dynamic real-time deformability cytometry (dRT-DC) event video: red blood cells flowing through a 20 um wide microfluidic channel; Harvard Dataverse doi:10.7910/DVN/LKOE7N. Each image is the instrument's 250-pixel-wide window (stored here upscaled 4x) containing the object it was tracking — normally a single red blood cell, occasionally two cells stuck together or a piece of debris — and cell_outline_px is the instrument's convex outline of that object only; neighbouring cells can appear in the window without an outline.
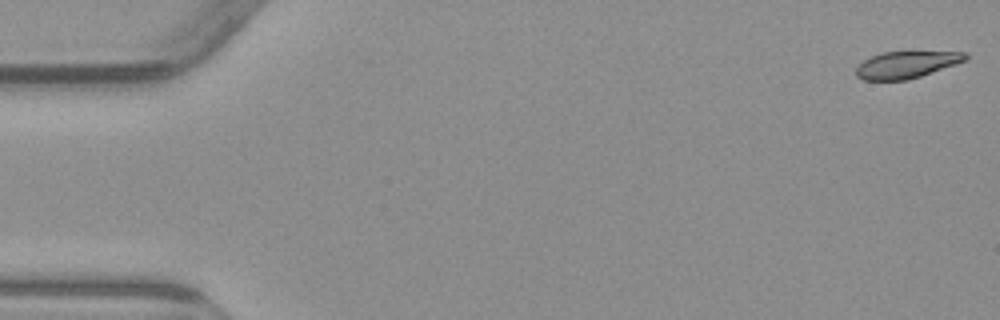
{"species": "common noctule bat (a hibernating species)", "species_latin": "Nyctalus noctula", "temperature_condition": "warm", "stored_images_in_passage": 6, "camera_frame_rate_fps": 3000, "um_per_image_px": 0.085, "animal": {"sex": "male", "body_mass_g": 23.1, "forearm_length_mm": 52.7}, "frame": {"image": 1, "passage_image": 1, "time_ms": 0.0, "image_size_px": [1000, 320], "cell_outline_px": [[968, 60], [908, 80], [864, 80], [856, 76], [856, 68], [864, 60], [880, 52], [968, 52]], "centroid_in_image_um": [77.05, 5.5], "position_along_channel_um": 7.9, "area_um2": 17.05}}
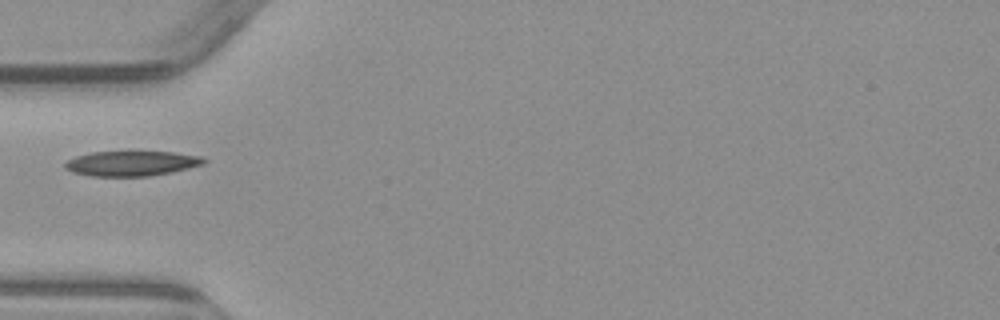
{"frame": {"image": 2, "passage_image": 5, "time_ms": 5.667, "image_size_px": [1000, 320], "cell_outline_px": [[208, 160], [204, 164], [172, 172], [148, 176], [92, 176], [72, 172], [64, 168], [64, 164], [68, 160], [76, 156], [92, 152], [172, 152], [204, 156]], "centroid_in_image_um": [11.21, 13.89], "position_along_channel_um": 73.8, "area_um2": 20.23}}